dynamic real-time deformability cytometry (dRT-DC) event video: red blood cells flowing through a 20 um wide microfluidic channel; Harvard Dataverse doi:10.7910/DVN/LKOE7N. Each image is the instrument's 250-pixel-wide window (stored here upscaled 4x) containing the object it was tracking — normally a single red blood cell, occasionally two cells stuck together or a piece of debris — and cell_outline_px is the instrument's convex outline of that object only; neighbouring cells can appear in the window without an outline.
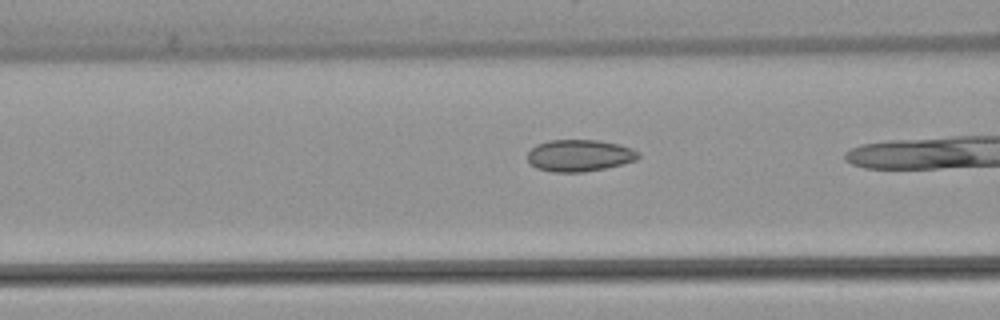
{"species": "common noctule bat (a hibernating species)", "species_latin": "Nyctalus noctula", "temperature_condition": "warm", "stored_images_in_passage": 37, "camera_frame_rate_fps": 3000, "um_per_image_px": 0.085, "animal": {"sex": "female", "body_mass_g": 22.7, "forearm_length_mm": 54.2}, "frame": {"image": 1, "passage_image": 16, "time_ms": 5.0, "image_size_px": [1000, 320], "cell_outline_px": [[640, 156], [636, 160], [604, 168], [584, 172], [552, 172], [536, 168], [528, 160], [528, 152], [536, 144], [548, 140], [600, 140], [620, 144], [632, 148], [640, 152]], "centroid_in_image_um": [49.26, 13.21], "position_along_channel_um": 117.3, "area_um2": 20.63}}